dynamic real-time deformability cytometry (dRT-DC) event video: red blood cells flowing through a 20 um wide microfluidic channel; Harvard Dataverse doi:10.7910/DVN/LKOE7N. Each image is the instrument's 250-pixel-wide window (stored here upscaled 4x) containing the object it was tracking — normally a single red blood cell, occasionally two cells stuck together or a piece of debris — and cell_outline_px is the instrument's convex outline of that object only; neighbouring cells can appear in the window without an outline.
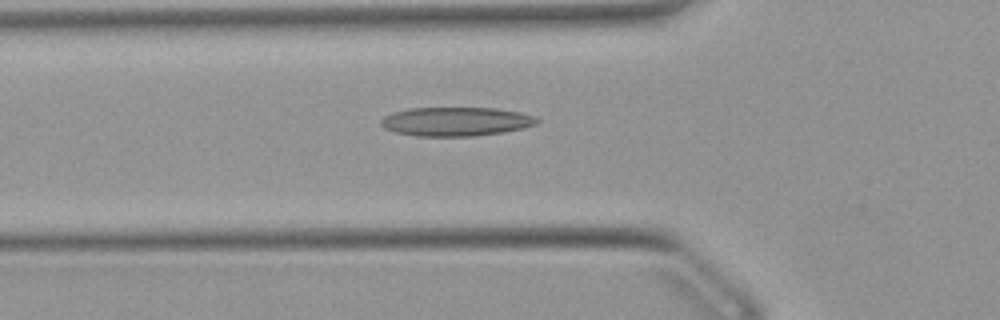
{"species": "Egyptian fruit bat (a non-hibernating species)", "species_latin": "Rousettus aegyptiacus", "temperature_condition": "warm", "stored_images_in_passage": 36, "camera_frame_rate_fps": 3000, "um_per_image_px": 0.085, "animal": {"sex": "female"}, "frame": {"image": 1, "passage_image": 2, "time_ms": 0.333, "image_size_px": [1000, 320], "cell_outline_px": [[540, 120], [536, 124], [524, 128], [504, 132], [476, 136], [416, 136], [396, 132], [384, 128], [380, 124], [380, 120], [384, 116], [392, 112], [408, 108], [496, 108], [520, 112], [536, 116]], "centroid_in_image_um": [38.76, 10.33], "position_along_channel_um": 87.0, "area_um2": 26.53}}
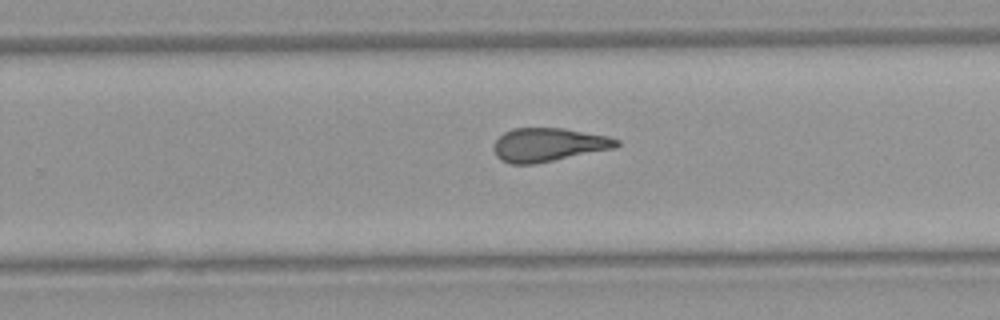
{"frame": {"image": 2, "passage_image": 17, "time_ms": 5.333, "image_size_px": [1000, 320], "cell_outline_px": [[620, 144], [616, 148], [536, 164], [512, 164], [500, 160], [496, 156], [492, 148], [496, 140], [504, 132], [512, 128], [564, 128], [608, 136], [620, 140]], "centroid_in_image_um": [46.62, 12.31], "position_along_channel_um": 283.2, "area_um2": 24.28}}
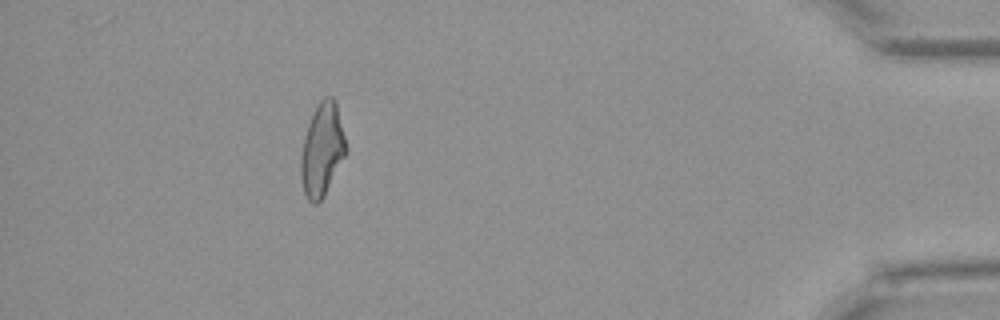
{"frame": {"image": 3, "passage_image": 31, "time_ms": 10.0, "image_size_px": [1000, 320], "cell_outline_px": [[348, 152], [324, 196], [316, 204], [312, 204], [308, 200], [304, 192], [300, 176], [300, 156], [304, 136], [312, 112], [320, 100], [324, 96], [332, 96], [336, 104], [348, 148]], "centroid_in_image_um": [27.38, 12.74], "position_along_channel_um": 407.8, "area_um2": 24.74}}